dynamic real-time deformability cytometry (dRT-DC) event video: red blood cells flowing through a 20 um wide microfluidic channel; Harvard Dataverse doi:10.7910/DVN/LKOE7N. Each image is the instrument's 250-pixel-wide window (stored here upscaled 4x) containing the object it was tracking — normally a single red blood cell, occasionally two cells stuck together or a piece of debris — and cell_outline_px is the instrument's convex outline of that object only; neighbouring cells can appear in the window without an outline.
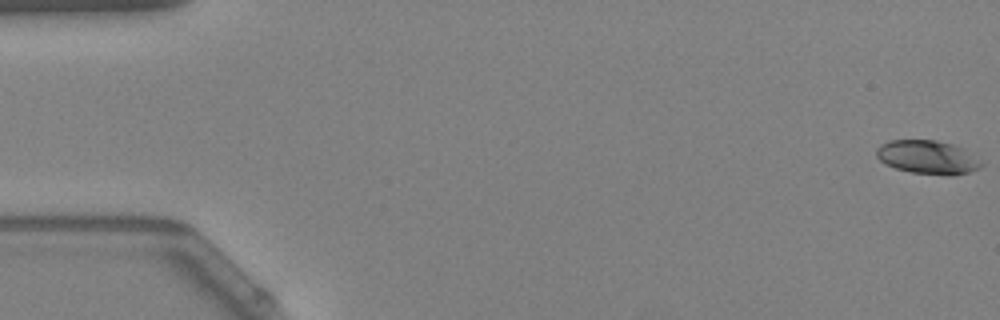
{"species": "Egyptian fruit bat (a non-hibernating species)", "species_latin": "Rousettus aegyptiacus", "temperature_condition": "warm", "stored_images_in_passage": 56, "camera_frame_rate_fps": 3000, "um_per_image_px": 0.085, "animal": {"sex": "female"}, "frame": {"image": 1, "passage_image": 1, "time_ms": 0.0, "image_size_px": [1000, 320], "cell_outline_px": [[984, 164], [980, 168], [968, 172], [912, 172], [896, 168], [884, 164], [876, 156], [876, 148], [880, 144], [892, 140], [936, 140], [952, 144], [964, 148]], "centroid_in_image_um": [78.79, 13.3], "position_along_channel_um": 6.2, "area_um2": 19.77}}
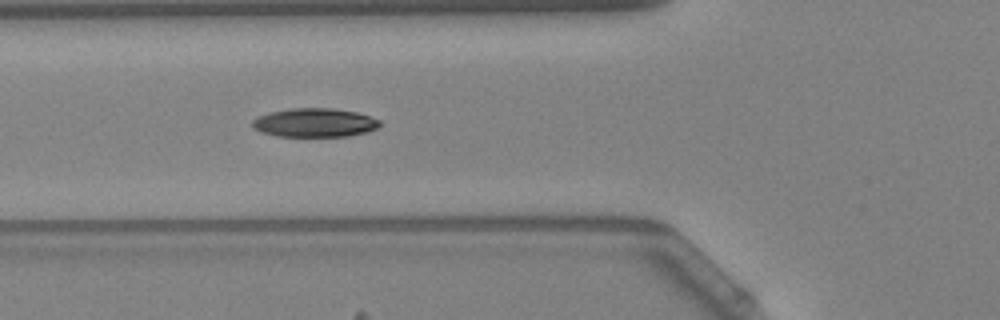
{"frame": {"image": 2, "passage_image": 21, "time_ms": 6.667, "image_size_px": [1000, 320], "cell_outline_px": [[380, 124], [376, 128], [368, 132], [348, 136], [276, 136], [252, 128], [252, 120], [268, 112], [292, 108], [332, 108], [356, 112], [380, 120]], "centroid_in_image_um": [26.74, 10.42], "position_along_channel_um": 99.1, "area_um2": 21.27}}
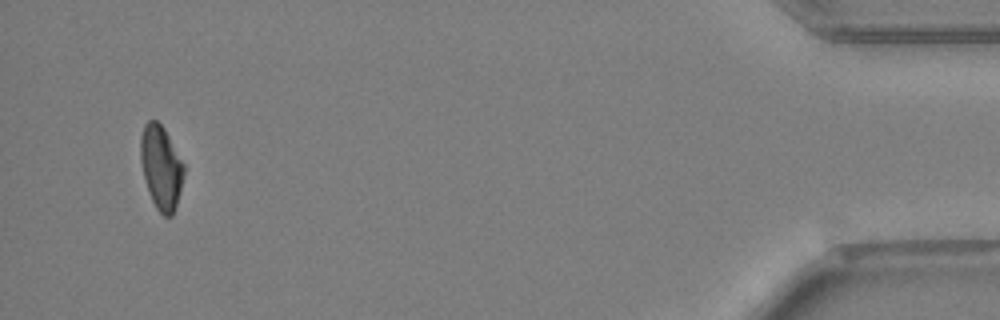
{"frame": {"image": 3, "passage_image": 53, "time_ms": 17.333, "image_size_px": [1000, 320], "cell_outline_px": [[184, 176], [176, 204], [172, 216], [164, 216], [156, 208], [148, 192], [140, 160], [140, 136], [144, 124], [148, 120], [156, 120], [164, 128], [184, 164]], "centroid_in_image_um": [13.67, 14.21], "position_along_channel_um": 421.5, "area_um2": 21.04}, "authors_computed_cell_mechanics": {"area_um2": 21.2415, "velocity_mm_per_s": 3.7706, "shape_relaxation_time_tau1_ms": 7.1608, "shape_relaxation_time_tau2_ms": 8.1145, "deformation_change_tau1": 0.1865, "deformation_change_tau2": 0.1172}}